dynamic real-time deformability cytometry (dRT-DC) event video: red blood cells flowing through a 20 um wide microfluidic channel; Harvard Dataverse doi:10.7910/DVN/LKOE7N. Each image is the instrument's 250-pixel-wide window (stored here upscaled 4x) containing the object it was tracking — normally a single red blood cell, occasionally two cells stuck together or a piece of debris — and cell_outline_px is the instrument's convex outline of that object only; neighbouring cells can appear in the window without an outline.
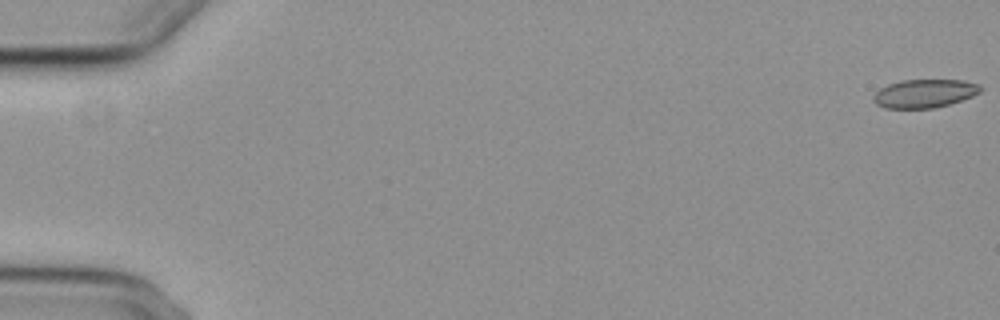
{"species": "common noctule bat (a hibernating species)", "species_latin": "Nyctalus noctula", "temperature_condition": "cold", "stored_images_in_passage": 5, "camera_frame_rate_fps": 3000, "um_per_image_px": 0.085, "animal": {"sex": "female", "body_mass_g": 29.2, "forearm_length_mm": 56.3}, "frame": {"image": 1, "passage_image": 1, "time_ms": 0.0, "image_size_px": [1000, 320], "cell_outline_px": [[980, 92], [972, 96], [948, 104], [932, 108], [884, 108], [876, 104], [872, 100], [872, 96], [880, 88], [888, 84], [900, 80], [964, 80], [980, 84]], "centroid_in_image_um": [78.54, 7.94], "position_along_channel_um": 6.5, "area_um2": 17.69}}